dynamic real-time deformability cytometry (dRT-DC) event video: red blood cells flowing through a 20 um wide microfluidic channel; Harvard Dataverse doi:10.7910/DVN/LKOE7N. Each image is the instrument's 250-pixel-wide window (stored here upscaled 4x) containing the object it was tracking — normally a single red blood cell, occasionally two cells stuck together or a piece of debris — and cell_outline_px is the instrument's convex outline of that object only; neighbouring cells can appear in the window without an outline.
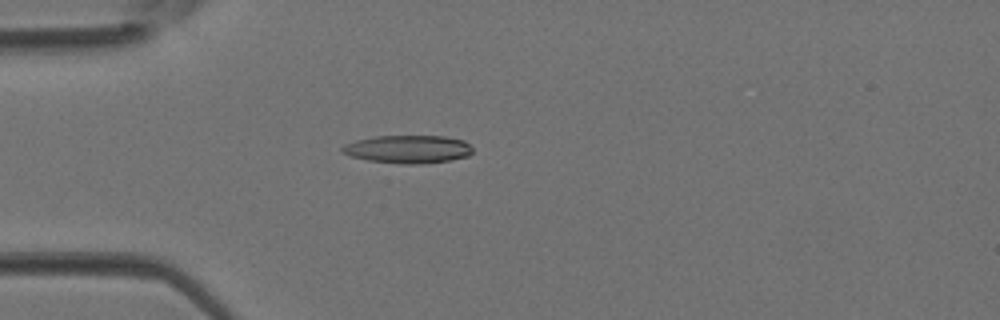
{"species": "Egyptian fruit bat (a non-hibernating species)", "species_latin": "Rousettus aegyptiacus", "temperature_condition": "room temperature", "stored_images_in_passage": 3, "camera_frame_rate_fps": 3000, "um_per_image_px": 0.085, "animal": {"sex": "female"}, "frame": {"image": 1, "passage_image": 3, "time_ms": 0.667, "image_size_px": [1000, 320], "cell_outline_px": [[472, 152], [468, 156], [452, 160], [420, 164], [400, 164], [368, 160], [352, 156], [340, 152], [340, 148], [344, 144], [356, 140], [376, 136], [444, 136], [464, 140], [472, 148]], "centroid_in_image_um": [34.67, 12.68], "position_along_channel_um": 50.3, "area_um2": 21.39}}